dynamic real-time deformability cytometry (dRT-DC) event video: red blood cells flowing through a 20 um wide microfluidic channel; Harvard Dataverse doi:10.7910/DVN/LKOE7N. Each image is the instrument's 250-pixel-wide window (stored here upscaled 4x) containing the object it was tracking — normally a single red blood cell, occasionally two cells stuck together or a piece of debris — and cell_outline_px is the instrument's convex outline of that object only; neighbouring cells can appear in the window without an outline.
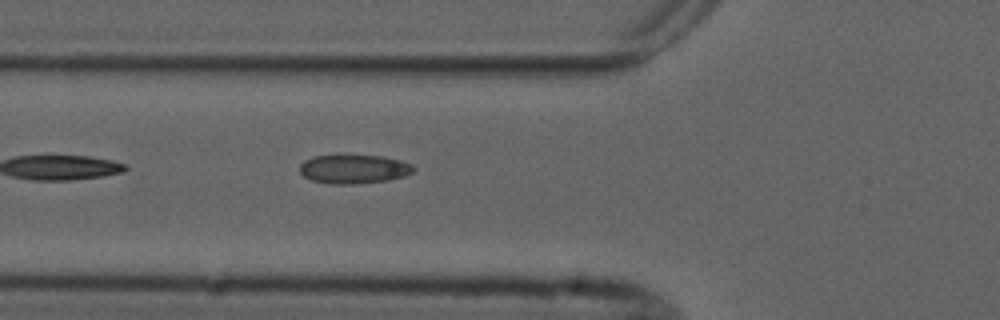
{"species": "common noctule bat (a hibernating species)", "species_latin": "Nyctalus noctula", "temperature_condition": "cold", "stored_images_in_passage": 5, "camera_frame_rate_fps": 3000, "um_per_image_px": 0.085, "animal": {"sex": "male", "forearm_length_mm": 52.5}, "frame": {"image": 1, "passage_image": 5, "time_ms": 4.667, "image_size_px": [1000, 320], "cell_outline_px": [[416, 168], [412, 172], [404, 176], [388, 180], [356, 184], [332, 184], [312, 180], [304, 176], [300, 172], [300, 164], [304, 160], [312, 156], [380, 156], [400, 160], [412, 164]], "centroid_in_image_um": [30.08, 14.38], "position_along_channel_um": 95.7, "area_um2": 19.02}}